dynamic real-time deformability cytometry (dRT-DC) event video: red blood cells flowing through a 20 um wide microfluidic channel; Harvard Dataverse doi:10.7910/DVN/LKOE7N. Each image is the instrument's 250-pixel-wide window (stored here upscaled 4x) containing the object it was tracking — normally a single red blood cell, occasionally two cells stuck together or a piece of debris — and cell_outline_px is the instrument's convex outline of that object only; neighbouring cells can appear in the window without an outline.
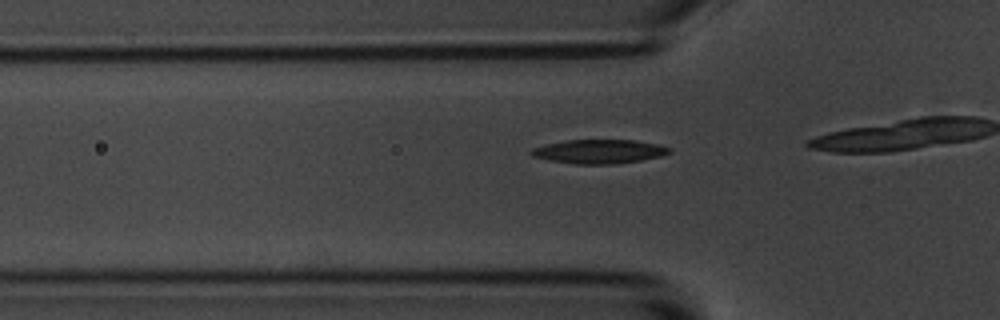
{"species": "common noctule bat (a hibernating species)", "species_latin": "Nyctalus noctula", "temperature_condition": "room temperature", "stored_images_in_passage": 17, "camera_frame_rate_fps": 3000, "um_per_image_px": 0.085, "animal": {"sex": "male", "body_mass_g": 20.1, "forearm_length_mm": 53.5}, "frame": {"image": 1, "passage_image": 14, "time_ms": 4.333, "image_size_px": [1000, 320], "cell_outline_px": [[672, 152], [660, 156], [640, 160], [612, 164], [576, 164], [548, 160], [532, 156], [528, 152], [532, 148], [548, 144], [568, 140], [636, 140], [656, 144], [672, 148]], "centroid_in_image_um": [50.92, 12.88], "position_along_channel_um": 74.9, "area_um2": 19.19}}